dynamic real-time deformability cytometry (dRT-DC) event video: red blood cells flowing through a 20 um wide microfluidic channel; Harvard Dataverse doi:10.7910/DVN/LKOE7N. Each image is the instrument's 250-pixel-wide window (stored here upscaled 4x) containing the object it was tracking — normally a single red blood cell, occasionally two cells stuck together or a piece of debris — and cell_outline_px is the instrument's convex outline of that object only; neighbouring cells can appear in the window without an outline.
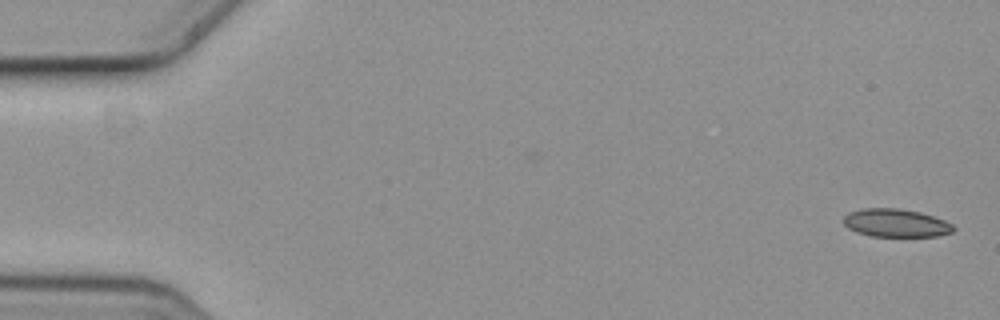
{"species": "common noctule bat (a hibernating species)", "species_latin": "Nyctalus noctula", "temperature_condition": "cold", "stored_images_in_passage": 6, "camera_frame_rate_fps": 3000, "um_per_image_px": 0.085, "animal": {"sex": "female", "body_mass_g": 19.3, "forearm_length_mm": 54.1}, "frame": {"image": 1, "passage_image": 1, "time_ms": 0.0, "image_size_px": [1000, 320], "cell_outline_px": [[956, 228], [952, 232], [936, 236], [872, 236], [856, 232], [848, 228], [844, 224], [844, 216], [848, 212], [864, 208], [900, 208], [920, 212], [944, 220], [952, 224]], "centroid_in_image_um": [76.14, 18.95], "position_along_channel_um": 8.9, "area_um2": 17.98}}
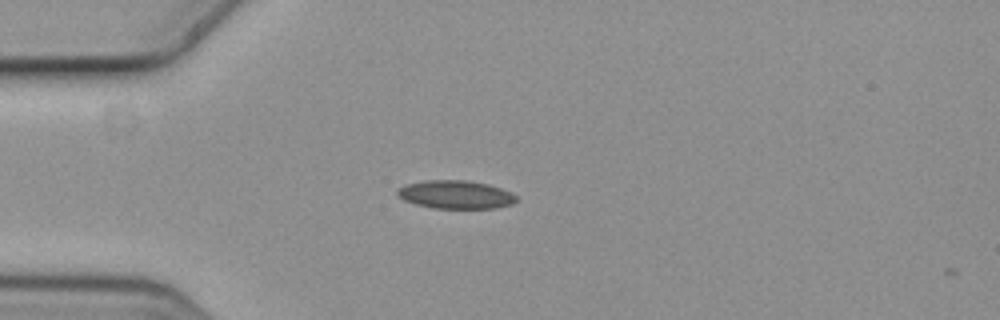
{"frame": {"image": 2, "passage_image": 5, "time_ms": 1.333, "image_size_px": [1000, 320], "cell_outline_px": [[516, 200], [512, 204], [496, 208], [432, 208], [416, 204], [404, 200], [396, 196], [396, 192], [400, 188], [408, 184], [424, 180], [464, 180], [488, 184], [512, 192], [516, 196]], "centroid_in_image_um": [38.73, 16.54], "position_along_channel_um": 46.3, "area_um2": 19.54}}